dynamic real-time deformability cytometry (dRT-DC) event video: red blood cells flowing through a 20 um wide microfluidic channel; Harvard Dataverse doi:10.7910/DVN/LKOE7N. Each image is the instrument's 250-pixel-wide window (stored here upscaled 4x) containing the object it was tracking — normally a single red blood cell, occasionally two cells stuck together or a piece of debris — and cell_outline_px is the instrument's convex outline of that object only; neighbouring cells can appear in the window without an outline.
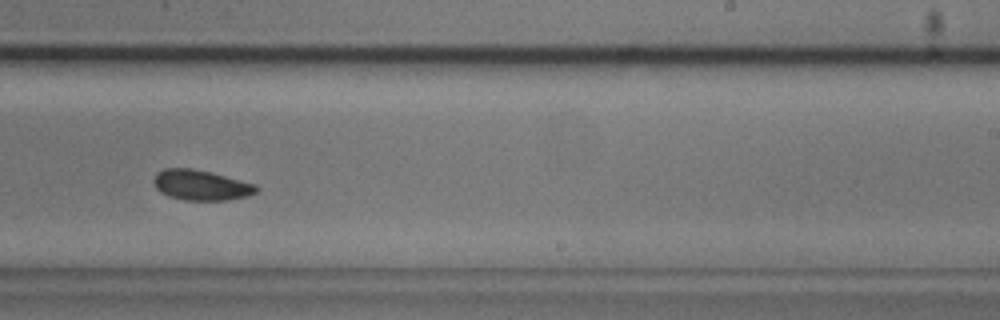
{"species": "common noctule bat (a hibernating species)", "species_latin": "Nyctalus noctula", "temperature_condition": "cold", "stored_images_in_passage": 51, "camera_frame_rate_fps": 3000, "um_per_image_px": 0.085, "animal": {"sex": "male", "body_mass_g": 20.5, "forearm_length_mm": 52.5}, "frame": {"image": 1, "passage_image": 30, "time_ms": 9.667, "image_size_px": [1000, 320], "cell_outline_px": [[260, 188], [256, 192], [248, 196], [228, 200], [184, 200], [168, 196], [160, 192], [156, 188], [152, 180], [156, 172], [164, 168], [192, 168], [256, 184]], "centroid_in_image_um": [17.06, 15.74], "position_along_channel_um": 271.9, "area_um2": 18.15}}
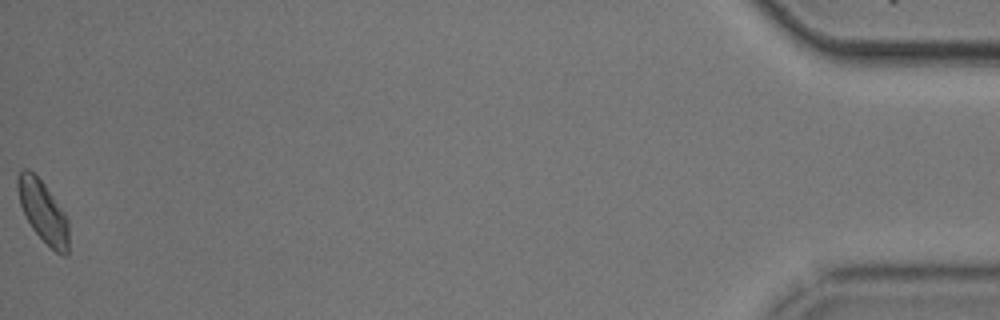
{"frame": {"image": 2, "passage_image": 51, "time_ms": 16.667, "image_size_px": [1000, 320], "cell_outline_px": [[68, 252], [64, 256], [56, 252], [32, 228], [20, 204], [16, 188], [16, 176], [24, 168], [28, 168], [44, 184], [64, 212], [68, 220]], "centroid_in_image_um": [3.64, 17.95], "position_along_channel_um": 431.6, "area_um2": 18.03}, "authors_computed_cell_mechanics": {"area_um2": 18.3226, "velocity_mm_per_s": 3.6924, "shape_relaxation_time_tau1_ms": 2.4696, "shape_relaxation_time_tau2_ms": 4.1108, "deformation_change_tau1": 0.0645, "deformation_change_tau2": 0.0684}}